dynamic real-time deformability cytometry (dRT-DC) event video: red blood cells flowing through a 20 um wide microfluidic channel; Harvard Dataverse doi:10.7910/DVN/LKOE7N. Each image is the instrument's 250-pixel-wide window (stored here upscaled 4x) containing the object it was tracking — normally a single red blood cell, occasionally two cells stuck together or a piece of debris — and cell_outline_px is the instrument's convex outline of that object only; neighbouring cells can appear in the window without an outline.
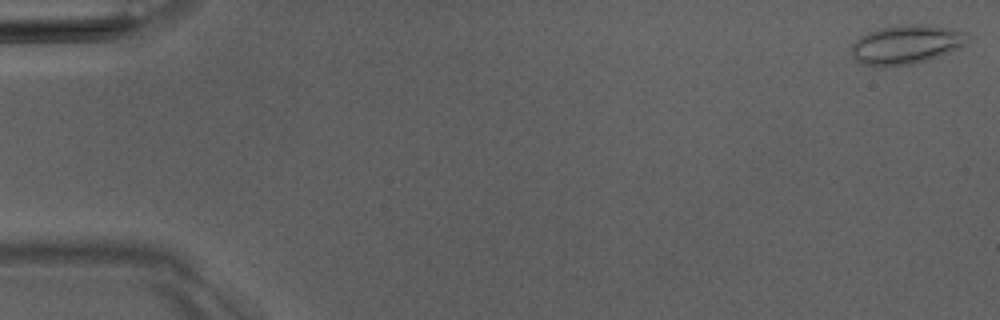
{"species": "Egyptian fruit bat (a non-hibernating species)", "species_latin": "Rousettus aegyptiacus", "temperature_condition": "room temperature", "stored_images_in_passage": 5, "camera_frame_rate_fps": 3000, "um_per_image_px": 0.085, "animal": {"sex": "male"}, "frame": {"image": 1, "passage_image": 1, "time_ms": 0.0, "image_size_px": [1000, 320], "cell_outline_px": [[968, 36], [964, 44], [956, 48], [928, 60], [912, 64], [880, 68], [872, 68], [860, 64], [852, 56], [852, 44], [860, 36], [868, 32], [884, 28], [912, 24], [920, 24], [944, 28], [964, 32]], "centroid_in_image_um": [76.92, 3.83], "position_along_channel_um": 8.1, "area_um2": 26.07}}